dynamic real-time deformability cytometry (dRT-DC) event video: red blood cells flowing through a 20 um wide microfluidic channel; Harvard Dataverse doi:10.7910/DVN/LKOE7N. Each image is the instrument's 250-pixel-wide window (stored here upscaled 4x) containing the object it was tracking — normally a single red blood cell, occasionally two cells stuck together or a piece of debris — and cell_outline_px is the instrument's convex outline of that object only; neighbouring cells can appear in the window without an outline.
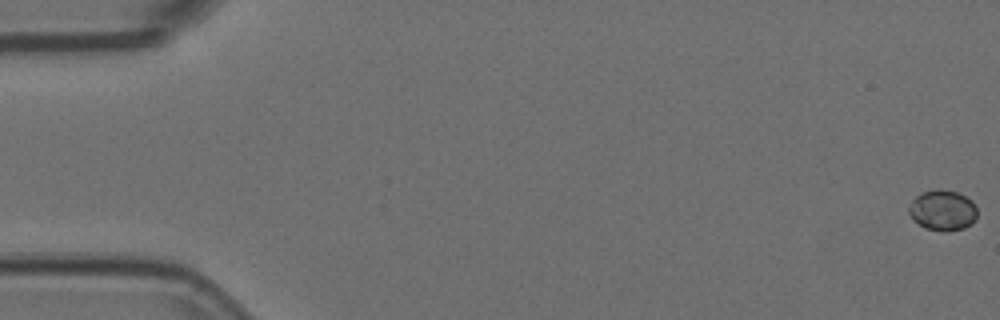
{"species": "Egyptian fruit bat (a non-hibernating species)", "species_latin": "Rousettus aegyptiacus", "temperature_condition": "room temperature", "stored_images_in_passage": 12, "camera_frame_rate_fps": 3000, "um_per_image_px": 0.085, "animal": {"sex": "female"}, "frame": {"image": 1, "passage_image": 1, "time_ms": 0.0, "image_size_px": [1000, 320], "cell_outline_px": [[976, 220], [972, 224], [964, 228], [944, 232], [924, 228], [912, 220], [908, 212], [908, 208], [912, 200], [920, 192], [956, 192], [972, 200], [976, 208]], "centroid_in_image_um": [80.11, 17.94], "position_along_channel_um": 4.9, "area_um2": 15.9}}